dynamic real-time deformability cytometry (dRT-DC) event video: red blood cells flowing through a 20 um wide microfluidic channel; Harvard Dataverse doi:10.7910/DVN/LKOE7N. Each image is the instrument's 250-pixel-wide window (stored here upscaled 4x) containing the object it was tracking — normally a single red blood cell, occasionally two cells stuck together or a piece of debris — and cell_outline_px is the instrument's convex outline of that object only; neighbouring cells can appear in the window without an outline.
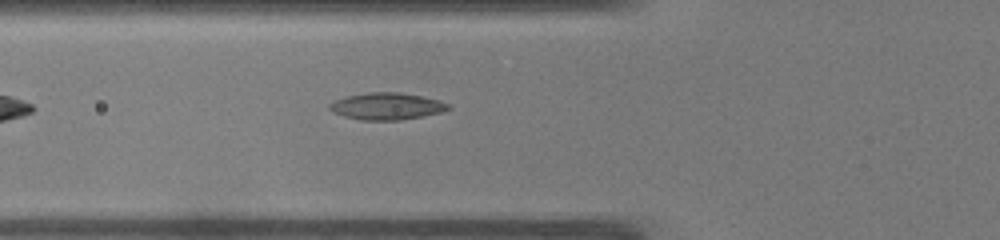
{"species": "common noctule bat (a hibernating species)", "species_latin": "Nyctalus noctula", "temperature_condition": "warm", "stored_images_in_passage": 36, "camera_frame_rate_fps": 3000, "um_per_image_px": 0.085, "animal": {"sex": "male", "body_mass_g": 19.0, "forearm_length_mm": 50.8}, "frame": {"image": 1, "passage_image": 4, "time_ms": 1.0, "image_size_px": [1000, 240], "cell_outline_px": [[452, 108], [440, 112], [400, 120], [360, 120], [344, 116], [332, 112], [328, 108], [328, 104], [336, 100], [348, 96], [368, 92], [400, 92], [440, 100], [448, 104]], "centroid_in_image_um": [32.85, 9.03], "position_along_channel_um": 93.0, "area_um2": 18.5}}
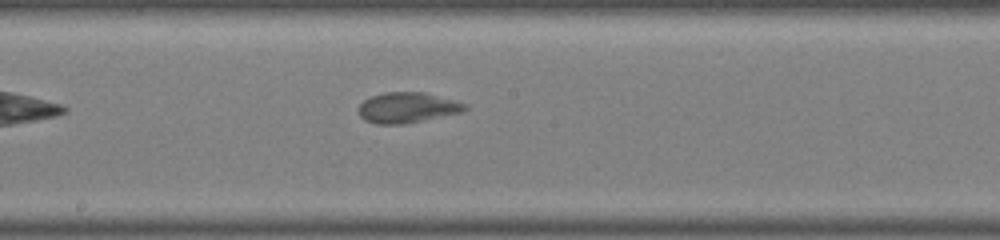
{"frame": {"image": 2, "passage_image": 13, "time_ms": 4.0, "image_size_px": [1000, 240], "cell_outline_px": [[468, 108], [460, 112], [404, 124], [376, 124], [364, 120], [360, 116], [360, 104], [364, 100], [372, 96], [384, 92], [424, 92], [456, 100], [468, 104]], "centroid_in_image_um": [34.63, 9.14], "position_along_channel_um": 213.6, "area_um2": 18.79}}
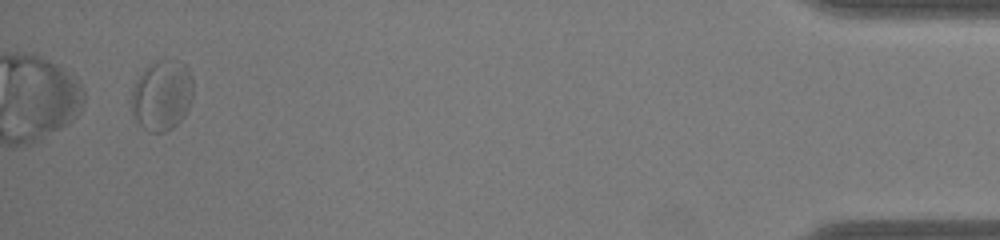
{"frame": {"image": 3, "passage_image": 34, "time_ms": 11.0, "image_size_px": [1000, 240], "cell_outline_px": [[192, 100], [184, 116], [172, 128], [164, 132], [152, 132], [144, 128], [136, 120], [132, 112], [128, 100], [132, 88], [136, 80], [144, 68], [160, 60], [180, 60], [188, 68], [192, 80]], "centroid_in_image_um": [13.73, 8.1], "position_along_channel_um": 421.5, "area_um2": 25.55}, "authors_computed_cell_mechanics": {"area_um2": 19.3341, "velocity_mm_per_s": 4.0251, "shape_relaxation_time_tau1_ms": 7.6774, "shape_relaxation_time_tau2_ms": 0.7549, "deformation_change_tau1": 0.1812, "deformation_change_tau2": 0.0575}}